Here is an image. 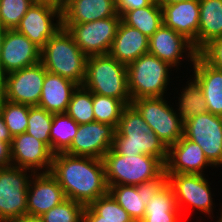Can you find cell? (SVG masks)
<instances>
[{
    "instance_id": "obj_1",
    "label": "cell",
    "mask_w": 222,
    "mask_h": 222,
    "mask_svg": "<svg viewBox=\"0 0 222 222\" xmlns=\"http://www.w3.org/2000/svg\"><path fill=\"white\" fill-rule=\"evenodd\" d=\"M50 173L62 187L66 198L84 206L108 194L103 159L56 153L53 154Z\"/></svg>"
},
{
    "instance_id": "obj_2",
    "label": "cell",
    "mask_w": 222,
    "mask_h": 222,
    "mask_svg": "<svg viewBox=\"0 0 222 222\" xmlns=\"http://www.w3.org/2000/svg\"><path fill=\"white\" fill-rule=\"evenodd\" d=\"M103 162L108 186H156L165 180V164L147 154L125 156L111 148L104 155Z\"/></svg>"
},
{
    "instance_id": "obj_3",
    "label": "cell",
    "mask_w": 222,
    "mask_h": 222,
    "mask_svg": "<svg viewBox=\"0 0 222 222\" xmlns=\"http://www.w3.org/2000/svg\"><path fill=\"white\" fill-rule=\"evenodd\" d=\"M112 148L125 156L147 154L159 158L164 164L168 155V147L152 132L132 104L123 109Z\"/></svg>"
},
{
    "instance_id": "obj_4",
    "label": "cell",
    "mask_w": 222,
    "mask_h": 222,
    "mask_svg": "<svg viewBox=\"0 0 222 222\" xmlns=\"http://www.w3.org/2000/svg\"><path fill=\"white\" fill-rule=\"evenodd\" d=\"M87 56L80 50L72 35L62 27L41 49L40 62L46 71L67 78L82 86Z\"/></svg>"
},
{
    "instance_id": "obj_5",
    "label": "cell",
    "mask_w": 222,
    "mask_h": 222,
    "mask_svg": "<svg viewBox=\"0 0 222 222\" xmlns=\"http://www.w3.org/2000/svg\"><path fill=\"white\" fill-rule=\"evenodd\" d=\"M82 86L94 94L119 99L126 105L132 103L128 88L127 65L118 62L110 54L87 56Z\"/></svg>"
},
{
    "instance_id": "obj_6",
    "label": "cell",
    "mask_w": 222,
    "mask_h": 222,
    "mask_svg": "<svg viewBox=\"0 0 222 222\" xmlns=\"http://www.w3.org/2000/svg\"><path fill=\"white\" fill-rule=\"evenodd\" d=\"M172 68L174 67L169 63L150 53L143 54L128 64V88L131 100L167 96L166 93L169 90L167 88L172 80L171 71L175 70Z\"/></svg>"
},
{
    "instance_id": "obj_7",
    "label": "cell",
    "mask_w": 222,
    "mask_h": 222,
    "mask_svg": "<svg viewBox=\"0 0 222 222\" xmlns=\"http://www.w3.org/2000/svg\"><path fill=\"white\" fill-rule=\"evenodd\" d=\"M166 98L169 97L138 98L131 104L139 111L152 132L169 147L184 136V123L179 119L174 103L171 105Z\"/></svg>"
},
{
    "instance_id": "obj_8",
    "label": "cell",
    "mask_w": 222,
    "mask_h": 222,
    "mask_svg": "<svg viewBox=\"0 0 222 222\" xmlns=\"http://www.w3.org/2000/svg\"><path fill=\"white\" fill-rule=\"evenodd\" d=\"M33 173L15 166L0 168V222L27 215V191Z\"/></svg>"
},
{
    "instance_id": "obj_9",
    "label": "cell",
    "mask_w": 222,
    "mask_h": 222,
    "mask_svg": "<svg viewBox=\"0 0 222 222\" xmlns=\"http://www.w3.org/2000/svg\"><path fill=\"white\" fill-rule=\"evenodd\" d=\"M165 180L171 186L181 212L185 209L187 212L190 207L192 211L198 210L213 219L214 193L205 174H165Z\"/></svg>"
},
{
    "instance_id": "obj_10",
    "label": "cell",
    "mask_w": 222,
    "mask_h": 222,
    "mask_svg": "<svg viewBox=\"0 0 222 222\" xmlns=\"http://www.w3.org/2000/svg\"><path fill=\"white\" fill-rule=\"evenodd\" d=\"M46 69L41 62L2 77L0 96L13 103L38 106Z\"/></svg>"
},
{
    "instance_id": "obj_11",
    "label": "cell",
    "mask_w": 222,
    "mask_h": 222,
    "mask_svg": "<svg viewBox=\"0 0 222 222\" xmlns=\"http://www.w3.org/2000/svg\"><path fill=\"white\" fill-rule=\"evenodd\" d=\"M121 20V15L117 14L83 24H62V27L86 56L109 54Z\"/></svg>"
},
{
    "instance_id": "obj_12",
    "label": "cell",
    "mask_w": 222,
    "mask_h": 222,
    "mask_svg": "<svg viewBox=\"0 0 222 222\" xmlns=\"http://www.w3.org/2000/svg\"><path fill=\"white\" fill-rule=\"evenodd\" d=\"M184 136L201 146L208 161L222 166V117L206 112L184 123Z\"/></svg>"
},
{
    "instance_id": "obj_13",
    "label": "cell",
    "mask_w": 222,
    "mask_h": 222,
    "mask_svg": "<svg viewBox=\"0 0 222 222\" xmlns=\"http://www.w3.org/2000/svg\"><path fill=\"white\" fill-rule=\"evenodd\" d=\"M148 53L169 63L175 70L177 69L176 72L185 58L191 63L189 66L191 68L199 54L191 41L164 24L149 38Z\"/></svg>"
},
{
    "instance_id": "obj_14",
    "label": "cell",
    "mask_w": 222,
    "mask_h": 222,
    "mask_svg": "<svg viewBox=\"0 0 222 222\" xmlns=\"http://www.w3.org/2000/svg\"><path fill=\"white\" fill-rule=\"evenodd\" d=\"M61 28L62 12L48 5L33 3L15 30L42 49Z\"/></svg>"
},
{
    "instance_id": "obj_15",
    "label": "cell",
    "mask_w": 222,
    "mask_h": 222,
    "mask_svg": "<svg viewBox=\"0 0 222 222\" xmlns=\"http://www.w3.org/2000/svg\"><path fill=\"white\" fill-rule=\"evenodd\" d=\"M115 132L114 126L97 121L80 124L65 153L103 159L106 152L112 148Z\"/></svg>"
},
{
    "instance_id": "obj_16",
    "label": "cell",
    "mask_w": 222,
    "mask_h": 222,
    "mask_svg": "<svg viewBox=\"0 0 222 222\" xmlns=\"http://www.w3.org/2000/svg\"><path fill=\"white\" fill-rule=\"evenodd\" d=\"M10 149L12 166L29 169L34 173L50 172L53 153L34 136L26 132L13 136Z\"/></svg>"
},
{
    "instance_id": "obj_17",
    "label": "cell",
    "mask_w": 222,
    "mask_h": 222,
    "mask_svg": "<svg viewBox=\"0 0 222 222\" xmlns=\"http://www.w3.org/2000/svg\"><path fill=\"white\" fill-rule=\"evenodd\" d=\"M41 49L25 35L7 30L0 59L1 77L40 62Z\"/></svg>"
},
{
    "instance_id": "obj_18",
    "label": "cell",
    "mask_w": 222,
    "mask_h": 222,
    "mask_svg": "<svg viewBox=\"0 0 222 222\" xmlns=\"http://www.w3.org/2000/svg\"><path fill=\"white\" fill-rule=\"evenodd\" d=\"M207 166L215 168L201 146L183 136L168 147L165 174H203Z\"/></svg>"
},
{
    "instance_id": "obj_19",
    "label": "cell",
    "mask_w": 222,
    "mask_h": 222,
    "mask_svg": "<svg viewBox=\"0 0 222 222\" xmlns=\"http://www.w3.org/2000/svg\"><path fill=\"white\" fill-rule=\"evenodd\" d=\"M66 199L62 187L50 172L33 173L27 191V214L41 216Z\"/></svg>"
},
{
    "instance_id": "obj_20",
    "label": "cell",
    "mask_w": 222,
    "mask_h": 222,
    "mask_svg": "<svg viewBox=\"0 0 222 222\" xmlns=\"http://www.w3.org/2000/svg\"><path fill=\"white\" fill-rule=\"evenodd\" d=\"M163 24L185 36L198 51V28L200 19L199 0H188L162 7Z\"/></svg>"
},
{
    "instance_id": "obj_21",
    "label": "cell",
    "mask_w": 222,
    "mask_h": 222,
    "mask_svg": "<svg viewBox=\"0 0 222 222\" xmlns=\"http://www.w3.org/2000/svg\"><path fill=\"white\" fill-rule=\"evenodd\" d=\"M191 77L202 90L207 112L222 117V70L213 67L200 54L195 58Z\"/></svg>"
},
{
    "instance_id": "obj_22",
    "label": "cell",
    "mask_w": 222,
    "mask_h": 222,
    "mask_svg": "<svg viewBox=\"0 0 222 222\" xmlns=\"http://www.w3.org/2000/svg\"><path fill=\"white\" fill-rule=\"evenodd\" d=\"M181 214L172 188L164 180L151 188L144 219L141 222H181Z\"/></svg>"
},
{
    "instance_id": "obj_23",
    "label": "cell",
    "mask_w": 222,
    "mask_h": 222,
    "mask_svg": "<svg viewBox=\"0 0 222 222\" xmlns=\"http://www.w3.org/2000/svg\"><path fill=\"white\" fill-rule=\"evenodd\" d=\"M118 14L116 0H68L62 24H83Z\"/></svg>"
},
{
    "instance_id": "obj_24",
    "label": "cell",
    "mask_w": 222,
    "mask_h": 222,
    "mask_svg": "<svg viewBox=\"0 0 222 222\" xmlns=\"http://www.w3.org/2000/svg\"><path fill=\"white\" fill-rule=\"evenodd\" d=\"M148 49L149 38L121 20L109 54L118 62L128 65L148 53Z\"/></svg>"
},
{
    "instance_id": "obj_25",
    "label": "cell",
    "mask_w": 222,
    "mask_h": 222,
    "mask_svg": "<svg viewBox=\"0 0 222 222\" xmlns=\"http://www.w3.org/2000/svg\"><path fill=\"white\" fill-rule=\"evenodd\" d=\"M78 86L67 78L47 71L38 106L53 114L66 113L72 94Z\"/></svg>"
},
{
    "instance_id": "obj_26",
    "label": "cell",
    "mask_w": 222,
    "mask_h": 222,
    "mask_svg": "<svg viewBox=\"0 0 222 222\" xmlns=\"http://www.w3.org/2000/svg\"><path fill=\"white\" fill-rule=\"evenodd\" d=\"M108 187V193L126 210L133 221H142L144 219L146 204L149 200L150 190L153 187L152 184L139 186L114 185Z\"/></svg>"
},
{
    "instance_id": "obj_27",
    "label": "cell",
    "mask_w": 222,
    "mask_h": 222,
    "mask_svg": "<svg viewBox=\"0 0 222 222\" xmlns=\"http://www.w3.org/2000/svg\"><path fill=\"white\" fill-rule=\"evenodd\" d=\"M198 52L222 37V0H199Z\"/></svg>"
},
{
    "instance_id": "obj_28",
    "label": "cell",
    "mask_w": 222,
    "mask_h": 222,
    "mask_svg": "<svg viewBox=\"0 0 222 222\" xmlns=\"http://www.w3.org/2000/svg\"><path fill=\"white\" fill-rule=\"evenodd\" d=\"M121 19L128 26L138 29L150 38L163 25V11L154 0L149 6L125 11Z\"/></svg>"
},
{
    "instance_id": "obj_29",
    "label": "cell",
    "mask_w": 222,
    "mask_h": 222,
    "mask_svg": "<svg viewBox=\"0 0 222 222\" xmlns=\"http://www.w3.org/2000/svg\"><path fill=\"white\" fill-rule=\"evenodd\" d=\"M192 78V79H191ZM186 82V85L183 87L182 85V91H180V94L178 97V103H176L175 109L179 119L186 123L188 120H190L192 117L200 114H204L207 112V103L203 97V93L201 88L199 87L197 81L191 77L188 78ZM178 104V105H177Z\"/></svg>"
},
{
    "instance_id": "obj_30",
    "label": "cell",
    "mask_w": 222,
    "mask_h": 222,
    "mask_svg": "<svg viewBox=\"0 0 222 222\" xmlns=\"http://www.w3.org/2000/svg\"><path fill=\"white\" fill-rule=\"evenodd\" d=\"M79 124L67 113L53 114L50 128L51 152L53 154L65 152L74 139Z\"/></svg>"
},
{
    "instance_id": "obj_31",
    "label": "cell",
    "mask_w": 222,
    "mask_h": 222,
    "mask_svg": "<svg viewBox=\"0 0 222 222\" xmlns=\"http://www.w3.org/2000/svg\"><path fill=\"white\" fill-rule=\"evenodd\" d=\"M29 108V105L13 103L0 96V114L12 137L26 132Z\"/></svg>"
},
{
    "instance_id": "obj_32",
    "label": "cell",
    "mask_w": 222,
    "mask_h": 222,
    "mask_svg": "<svg viewBox=\"0 0 222 222\" xmlns=\"http://www.w3.org/2000/svg\"><path fill=\"white\" fill-rule=\"evenodd\" d=\"M66 113L79 125L94 122L93 93L78 86L72 94Z\"/></svg>"
},
{
    "instance_id": "obj_33",
    "label": "cell",
    "mask_w": 222,
    "mask_h": 222,
    "mask_svg": "<svg viewBox=\"0 0 222 222\" xmlns=\"http://www.w3.org/2000/svg\"><path fill=\"white\" fill-rule=\"evenodd\" d=\"M126 106L119 99L93 93V113L97 122L110 124L117 128Z\"/></svg>"
},
{
    "instance_id": "obj_34",
    "label": "cell",
    "mask_w": 222,
    "mask_h": 222,
    "mask_svg": "<svg viewBox=\"0 0 222 222\" xmlns=\"http://www.w3.org/2000/svg\"><path fill=\"white\" fill-rule=\"evenodd\" d=\"M53 113L39 106H30L26 133L42 141L51 150L50 128Z\"/></svg>"
},
{
    "instance_id": "obj_35",
    "label": "cell",
    "mask_w": 222,
    "mask_h": 222,
    "mask_svg": "<svg viewBox=\"0 0 222 222\" xmlns=\"http://www.w3.org/2000/svg\"><path fill=\"white\" fill-rule=\"evenodd\" d=\"M84 208V205L66 198L41 217L45 222H83Z\"/></svg>"
},
{
    "instance_id": "obj_36",
    "label": "cell",
    "mask_w": 222,
    "mask_h": 222,
    "mask_svg": "<svg viewBox=\"0 0 222 222\" xmlns=\"http://www.w3.org/2000/svg\"><path fill=\"white\" fill-rule=\"evenodd\" d=\"M88 207L97 216H101V220L133 221L126 210L120 206L109 193L105 196L97 198L90 205H88Z\"/></svg>"
},
{
    "instance_id": "obj_37",
    "label": "cell",
    "mask_w": 222,
    "mask_h": 222,
    "mask_svg": "<svg viewBox=\"0 0 222 222\" xmlns=\"http://www.w3.org/2000/svg\"><path fill=\"white\" fill-rule=\"evenodd\" d=\"M32 4V0H0V21L8 30L16 29Z\"/></svg>"
},
{
    "instance_id": "obj_38",
    "label": "cell",
    "mask_w": 222,
    "mask_h": 222,
    "mask_svg": "<svg viewBox=\"0 0 222 222\" xmlns=\"http://www.w3.org/2000/svg\"><path fill=\"white\" fill-rule=\"evenodd\" d=\"M199 54L213 67L222 70V37L212 40Z\"/></svg>"
},
{
    "instance_id": "obj_39",
    "label": "cell",
    "mask_w": 222,
    "mask_h": 222,
    "mask_svg": "<svg viewBox=\"0 0 222 222\" xmlns=\"http://www.w3.org/2000/svg\"><path fill=\"white\" fill-rule=\"evenodd\" d=\"M154 0H116L117 11L122 15L125 11L149 6Z\"/></svg>"
},
{
    "instance_id": "obj_40",
    "label": "cell",
    "mask_w": 222,
    "mask_h": 222,
    "mask_svg": "<svg viewBox=\"0 0 222 222\" xmlns=\"http://www.w3.org/2000/svg\"><path fill=\"white\" fill-rule=\"evenodd\" d=\"M12 166L10 144L0 141V168Z\"/></svg>"
},
{
    "instance_id": "obj_41",
    "label": "cell",
    "mask_w": 222,
    "mask_h": 222,
    "mask_svg": "<svg viewBox=\"0 0 222 222\" xmlns=\"http://www.w3.org/2000/svg\"><path fill=\"white\" fill-rule=\"evenodd\" d=\"M83 222H134V221L101 220V216H97L88 206H85L83 212Z\"/></svg>"
},
{
    "instance_id": "obj_42",
    "label": "cell",
    "mask_w": 222,
    "mask_h": 222,
    "mask_svg": "<svg viewBox=\"0 0 222 222\" xmlns=\"http://www.w3.org/2000/svg\"><path fill=\"white\" fill-rule=\"evenodd\" d=\"M67 1L68 0H32L33 3L48 5L57 9L60 12H63V10L65 9Z\"/></svg>"
},
{
    "instance_id": "obj_43",
    "label": "cell",
    "mask_w": 222,
    "mask_h": 222,
    "mask_svg": "<svg viewBox=\"0 0 222 222\" xmlns=\"http://www.w3.org/2000/svg\"><path fill=\"white\" fill-rule=\"evenodd\" d=\"M12 135L5 124L4 118L0 114V141L7 142L11 145L12 143Z\"/></svg>"
},
{
    "instance_id": "obj_44",
    "label": "cell",
    "mask_w": 222,
    "mask_h": 222,
    "mask_svg": "<svg viewBox=\"0 0 222 222\" xmlns=\"http://www.w3.org/2000/svg\"><path fill=\"white\" fill-rule=\"evenodd\" d=\"M9 222H45L41 216L24 215L21 219L12 220Z\"/></svg>"
},
{
    "instance_id": "obj_45",
    "label": "cell",
    "mask_w": 222,
    "mask_h": 222,
    "mask_svg": "<svg viewBox=\"0 0 222 222\" xmlns=\"http://www.w3.org/2000/svg\"><path fill=\"white\" fill-rule=\"evenodd\" d=\"M8 29L4 26V24L0 21V59H1V54H2V46H3V41L6 35V31ZM1 70H0V84H1Z\"/></svg>"
},
{
    "instance_id": "obj_46",
    "label": "cell",
    "mask_w": 222,
    "mask_h": 222,
    "mask_svg": "<svg viewBox=\"0 0 222 222\" xmlns=\"http://www.w3.org/2000/svg\"><path fill=\"white\" fill-rule=\"evenodd\" d=\"M156 1L161 7H163L165 5H170V4H173V3L188 1V0H156Z\"/></svg>"
},
{
    "instance_id": "obj_47",
    "label": "cell",
    "mask_w": 222,
    "mask_h": 222,
    "mask_svg": "<svg viewBox=\"0 0 222 222\" xmlns=\"http://www.w3.org/2000/svg\"><path fill=\"white\" fill-rule=\"evenodd\" d=\"M220 204H221L220 207H222V203H220ZM220 210H221V211H220ZM219 211H220V217L217 216L218 219H217L216 222H222V209L220 208Z\"/></svg>"
}]
</instances>
